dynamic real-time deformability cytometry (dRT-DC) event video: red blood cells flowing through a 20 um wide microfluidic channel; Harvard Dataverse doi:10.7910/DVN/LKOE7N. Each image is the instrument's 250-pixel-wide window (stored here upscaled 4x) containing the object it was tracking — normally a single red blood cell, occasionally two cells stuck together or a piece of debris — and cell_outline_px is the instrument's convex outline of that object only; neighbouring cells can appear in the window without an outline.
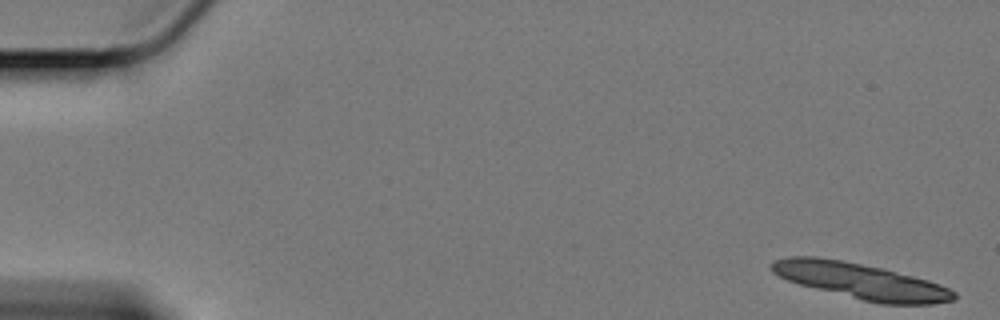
{"species": "Egyptian fruit bat (a non-hibernating species)", "species_latin": "Rousettus aegyptiacus", "temperature_condition": "cold", "stored_images_in_passage": 15, "camera_frame_rate_fps": 3000, "um_per_image_px": 0.085, "animal": {"sex": "female"}, "frame": {"image": 1, "passage_image": 1, "time_ms": 0.0, "image_size_px": [1000, 320], "cell_outline_px": [[956, 296], [952, 300], [932, 304], [880, 304], [800, 284], [788, 280], [772, 272], [768, 264], [776, 260], [792, 256], [816, 256], [840, 260], [884, 268], [928, 280], [940, 284], [956, 292]], "centroid_in_image_um": [73.18, 23.88], "position_along_channel_um": 11.8, "area_um2": 37.63}}